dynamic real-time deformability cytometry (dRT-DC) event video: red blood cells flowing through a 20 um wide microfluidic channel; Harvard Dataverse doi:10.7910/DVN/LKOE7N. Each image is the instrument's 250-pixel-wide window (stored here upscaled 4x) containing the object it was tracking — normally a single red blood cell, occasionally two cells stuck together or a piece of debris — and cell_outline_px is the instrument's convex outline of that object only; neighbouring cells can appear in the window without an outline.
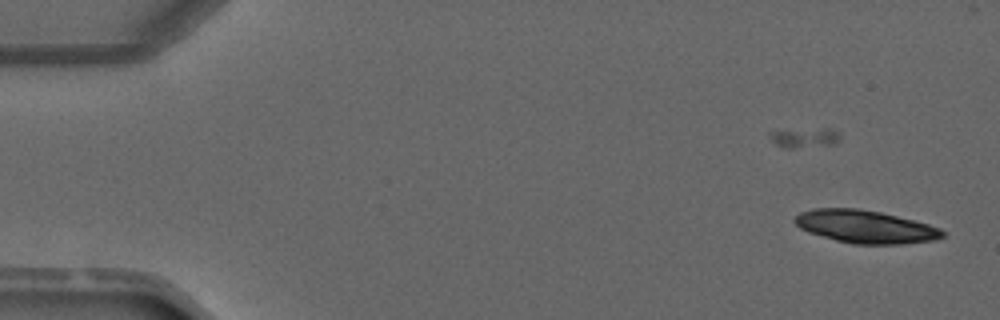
{"species": "common noctule bat (a hibernating species)", "species_latin": "Nyctalus noctula", "temperature_condition": "warm", "stored_images_in_passage": 5, "camera_frame_rate_fps": 3000, "um_per_image_px": 0.085, "animal": {"sex": "male", "forearm_length_mm": 52.5}, "frame": {"image": 1, "passage_image": 2, "time_ms": 1.0, "image_size_px": [1000, 320], "cell_outline_px": [[944, 236], [932, 240], [900, 244], [852, 244], [836, 240], [808, 232], [800, 228], [792, 220], [800, 212], [812, 208], [856, 208], [880, 212], [928, 224], [940, 228], [944, 232]], "centroid_in_image_um": [73.51, 19.26], "position_along_channel_um": 11.5, "area_um2": 28.09}}
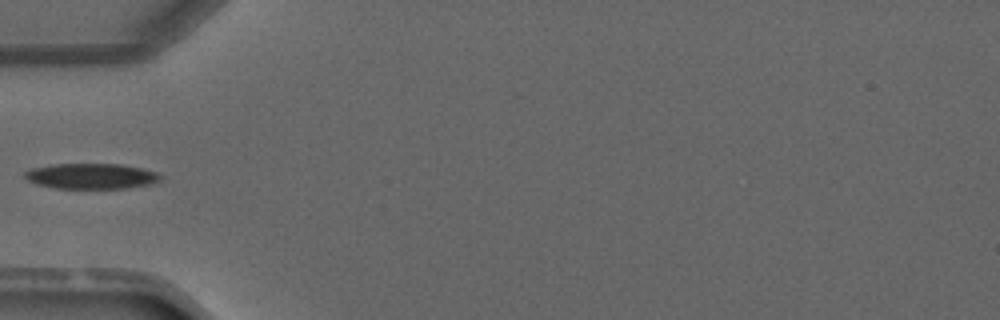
{"frame": {"image": 2, "passage_image": 5, "time_ms": 5.333, "image_size_px": [1000, 320], "cell_outline_px": [[164, 176], [160, 180], [152, 184], [128, 188], [56, 188], [36, 184], [28, 180], [24, 176], [24, 172], [32, 168], [52, 164], [120, 164], [140, 168], [156, 172]], "centroid_in_image_um": [7.77, 14.97], "position_along_channel_um": 77.2, "area_um2": 20.17}}